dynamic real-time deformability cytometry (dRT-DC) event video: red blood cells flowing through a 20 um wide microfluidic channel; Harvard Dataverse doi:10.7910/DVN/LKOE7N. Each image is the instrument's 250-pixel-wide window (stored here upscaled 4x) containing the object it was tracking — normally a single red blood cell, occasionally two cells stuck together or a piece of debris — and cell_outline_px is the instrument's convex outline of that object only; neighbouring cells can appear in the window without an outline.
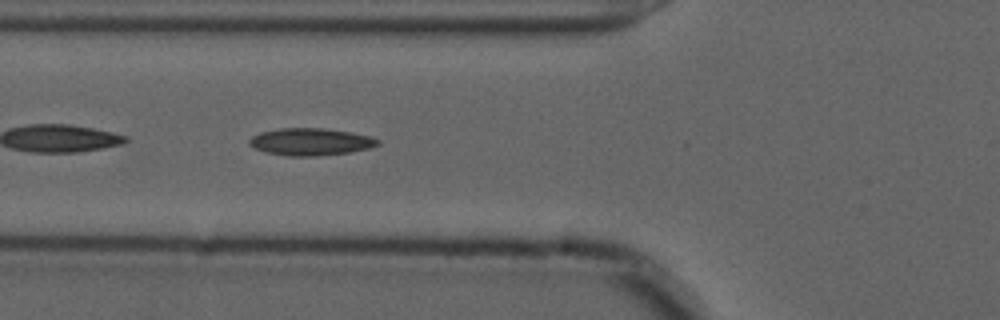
{"species": "common noctule bat (a hibernating species)", "species_latin": "Nyctalus noctula", "temperature_condition": "cold", "stored_images_in_passage": 46, "camera_frame_rate_fps": 3000, "um_per_image_px": 0.085, "animal": {"sex": "male", "forearm_length_mm": 52.5}, "frame": {"image": 1, "passage_image": 11, "time_ms": 3.333, "image_size_px": [1000, 320], "cell_outline_px": [[380, 144], [368, 148], [348, 152], [320, 156], [288, 156], [264, 152], [248, 144], [248, 140], [252, 136], [260, 132], [280, 128], [324, 128], [372, 136], [380, 140]], "centroid_in_image_um": [26.38, 12.05], "position_along_channel_um": 99.4, "area_um2": 20.4}}
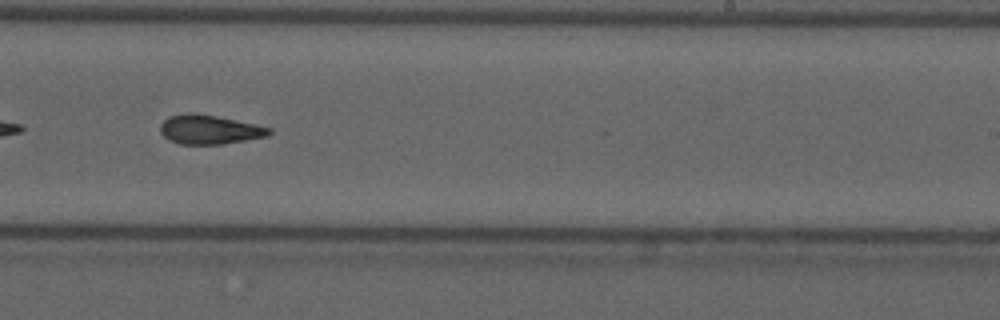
{"frame": {"image": 2, "passage_image": 25, "time_ms": 8.0, "image_size_px": [1000, 320], "cell_outline_px": [[272, 132], [268, 136], [224, 144], [180, 144], [168, 140], [160, 132], [160, 124], [168, 116], [216, 116], [272, 128]], "centroid_in_image_um": [17.84, 11.07], "position_along_channel_um": 271.2, "area_um2": 17.8}}
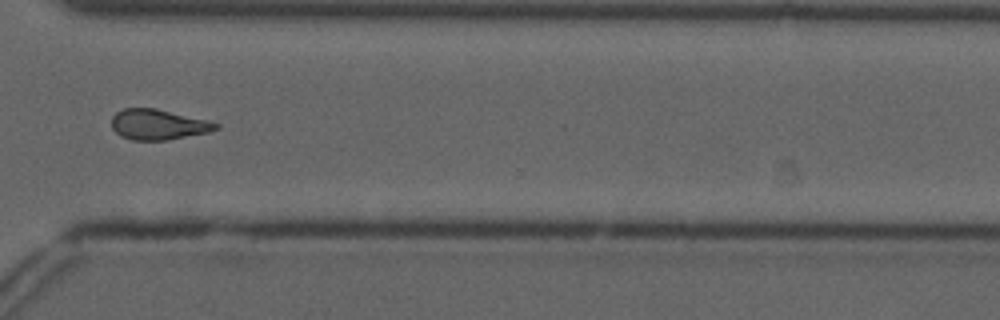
{"frame": {"image": 3, "passage_image": 32, "time_ms": 10.333, "image_size_px": [1000, 320], "cell_outline_px": [[220, 128], [208, 132], [164, 140], [132, 140], [120, 136], [112, 128], [112, 116], [116, 112], [124, 108], [156, 108], [220, 124]], "centroid_in_image_um": [13.4, 10.58], "position_along_channel_um": 357.2, "area_um2": 18.21}, "authors_computed_cell_mechanics": {"area_um2": 18.6116, "velocity_mm_per_s": 3.6749, "shape_relaxation_time_tau1_ms": null, "shape_relaxation_time_tau2_ms": 4.0693, "deformation_change_tau1": null, "deformation_change_tau2": 0.131}}